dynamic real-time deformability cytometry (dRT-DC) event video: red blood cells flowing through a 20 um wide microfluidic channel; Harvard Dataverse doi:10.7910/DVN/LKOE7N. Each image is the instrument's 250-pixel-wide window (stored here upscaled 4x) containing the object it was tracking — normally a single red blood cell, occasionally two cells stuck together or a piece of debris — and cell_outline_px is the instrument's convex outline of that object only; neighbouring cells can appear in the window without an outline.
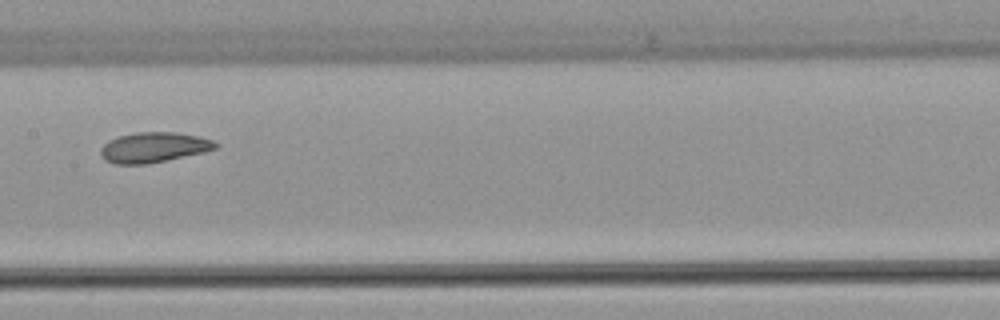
{"species": "common noctule bat (a hibernating species)", "species_latin": "Nyctalus noctula", "temperature_condition": "warm", "stored_images_in_passage": 4, "camera_frame_rate_fps": 3000, "um_per_image_px": 0.085, "animal": {"sex": "female", "body_mass_g": 22.7, "forearm_length_mm": 54.2}, "frame": {"image": 1, "passage_image": 4, "time_ms": 3.667, "image_size_px": [1000, 320], "cell_outline_px": [[220, 144], [216, 148], [204, 152], [148, 164], [116, 164], [104, 160], [100, 156], [100, 148], [108, 140], [120, 136], [136, 132], [176, 132], [196, 136], [212, 140]], "centroid_in_image_um": [13.04, 12.53], "position_along_channel_um": 194.4, "area_um2": 20.23}}